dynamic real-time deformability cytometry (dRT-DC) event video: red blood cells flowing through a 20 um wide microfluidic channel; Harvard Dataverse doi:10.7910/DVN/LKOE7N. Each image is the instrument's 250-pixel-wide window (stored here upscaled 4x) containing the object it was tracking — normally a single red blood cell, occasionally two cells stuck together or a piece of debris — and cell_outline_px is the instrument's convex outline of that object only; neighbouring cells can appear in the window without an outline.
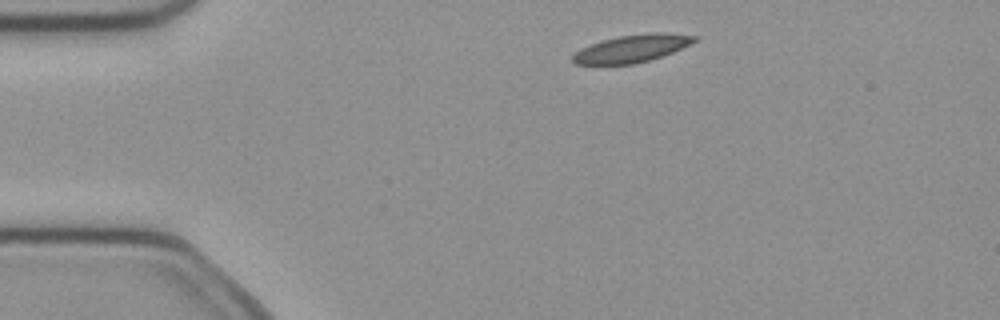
{"species": "common noctule bat (a hibernating species)", "species_latin": "Nyctalus noctula", "temperature_condition": "cold", "stored_images_in_passage": 4, "camera_frame_rate_fps": 3000, "um_per_image_px": 0.085, "animal": {"sex": "female", "body_mass_g": 21.9}, "frame": {"image": 1, "passage_image": 1, "time_ms": 0.0, "image_size_px": [1000, 320], "cell_outline_px": [[700, 40], [672, 52], [636, 64], [576, 64], [572, 60], [572, 56], [580, 48], [604, 40], [620, 36], [648, 32], [664, 32], [700, 36]], "centroid_in_image_um": [53.78, 4.11], "position_along_channel_um": 31.2, "area_um2": 19.48}}
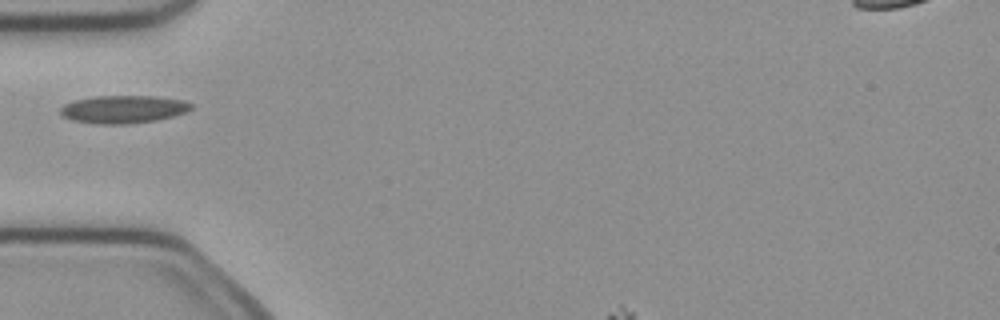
{"frame": {"image": 2, "passage_image": 3, "time_ms": 0.667, "image_size_px": [1000, 320], "cell_outline_px": [[192, 108], [188, 112], [156, 120], [128, 124], [100, 124], [72, 120], [64, 116], [60, 112], [60, 108], [64, 104], [76, 100], [96, 96], [152, 96], [184, 100], [192, 104]], "centroid_in_image_um": [10.51, 9.29], "position_along_channel_um": 74.5, "area_um2": 21.1}}